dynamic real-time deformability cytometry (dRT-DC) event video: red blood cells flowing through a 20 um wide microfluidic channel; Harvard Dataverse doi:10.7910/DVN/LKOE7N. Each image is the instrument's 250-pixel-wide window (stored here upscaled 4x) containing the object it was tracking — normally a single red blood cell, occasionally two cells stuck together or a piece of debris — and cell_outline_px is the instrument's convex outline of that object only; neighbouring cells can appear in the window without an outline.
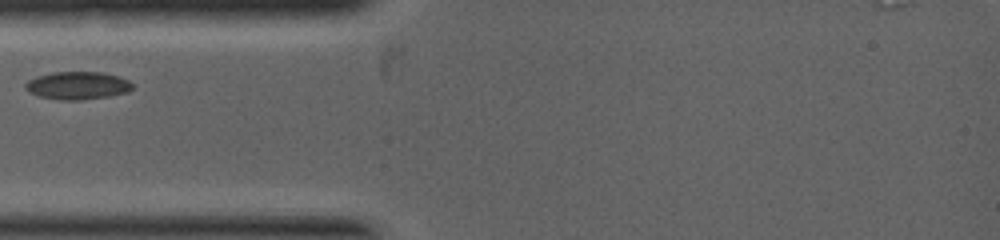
{"species": "common noctule bat (a hibernating species)", "species_latin": "Nyctalus noctula", "temperature_condition": "warm", "stored_images_in_passage": 5, "camera_frame_rate_fps": 5000, "um_per_image_px": 0.085, "animal": {"sex": "female", "body_mass_g": 19.0, "forearm_length_mm": 53.3}, "frame": {"image": 1, "passage_image": 3, "time_ms": 0.6, "image_size_px": [1000, 240], "cell_outline_px": [[132, 88], [128, 92], [108, 96], [84, 100], [60, 100], [40, 96], [24, 88], [24, 84], [28, 80], [36, 76], [52, 72], [100, 72], [120, 76], [128, 80], [132, 84]], "centroid_in_image_um": [6.59, 7.26], "position_along_channel_um": 78.4, "area_um2": 17.34}}